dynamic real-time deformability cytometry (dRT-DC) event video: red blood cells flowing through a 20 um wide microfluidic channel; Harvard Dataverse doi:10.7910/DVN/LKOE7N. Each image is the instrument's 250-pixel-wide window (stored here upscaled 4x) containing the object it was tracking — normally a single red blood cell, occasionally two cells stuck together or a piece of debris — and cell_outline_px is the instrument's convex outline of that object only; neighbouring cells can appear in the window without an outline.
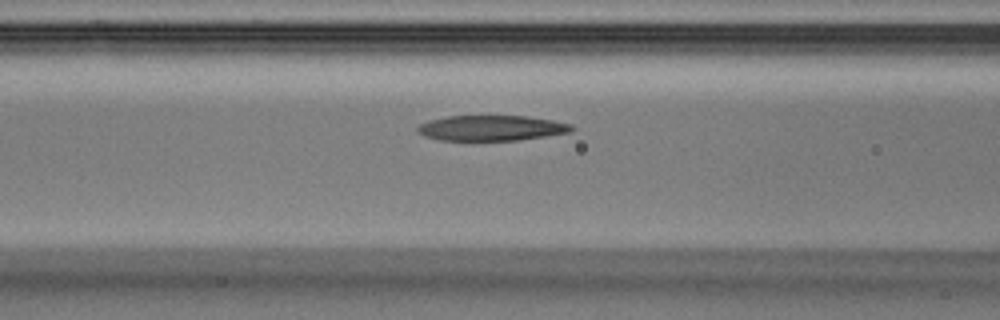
{"species": "Egyptian fruit bat (a non-hibernating species)", "species_latin": "Rousettus aegyptiacus", "temperature_condition": "warm", "stored_images_in_passage": 28, "camera_frame_rate_fps": 3000, "um_per_image_px": 0.085, "animal": {"sex": "male"}, "frame": {"image": 1, "passage_image": 8, "time_ms": 2.333, "image_size_px": [1000, 320], "cell_outline_px": [[576, 128], [572, 132], [520, 140], [436, 140], [424, 136], [416, 132], [416, 128], [420, 124], [428, 120], [448, 116], [528, 116], [552, 120], [572, 124]], "centroid_in_image_um": [41.77, 10.88], "position_along_channel_um": 124.8, "area_um2": 23.0}}
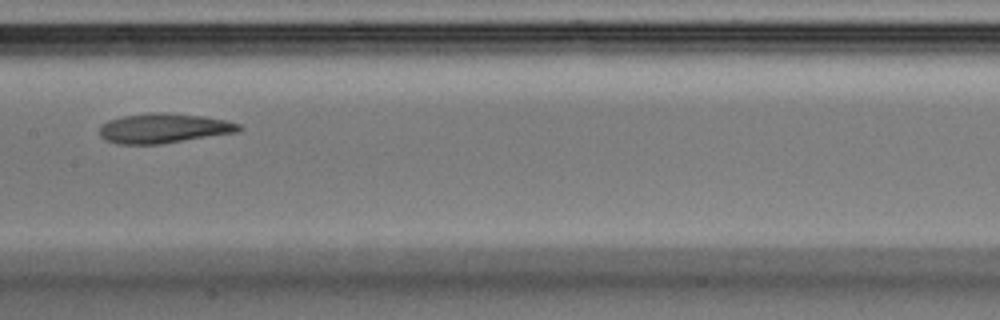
{"frame": {"image": 2, "passage_image": 12, "time_ms": 3.667, "image_size_px": [1000, 320], "cell_outline_px": [[244, 128], [240, 132], [160, 144], [116, 144], [104, 140], [100, 136], [100, 124], [108, 120], [124, 116], [148, 112], [164, 112], [204, 116], [224, 120], [240, 124]], "centroid_in_image_um": [13.92, 10.9], "position_along_channel_um": 193.5, "area_um2": 24.45}}
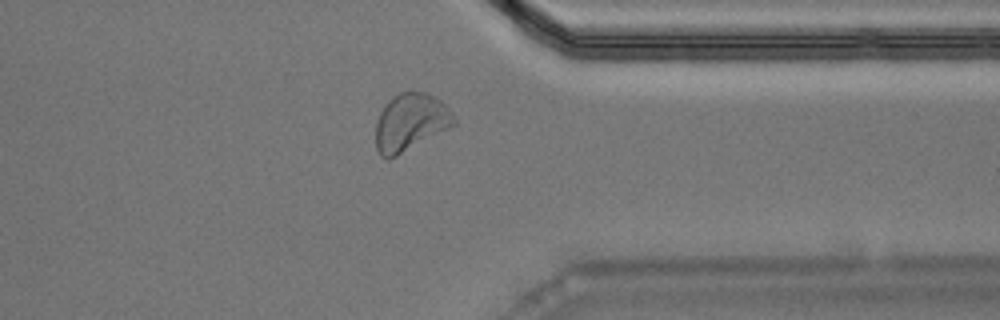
{"frame": {"image": 3, "passage_image": 23, "time_ms": 7.333, "image_size_px": [1000, 320], "cell_outline_px": [[456, 124], [396, 156], [388, 160], [380, 156], [376, 148], [376, 124], [380, 112], [388, 100], [400, 92], [428, 92], [440, 100], [452, 112], [456, 120]], "centroid_in_image_um": [34.88, 10.39], "position_along_channel_um": 376.5, "area_um2": 26.01}}